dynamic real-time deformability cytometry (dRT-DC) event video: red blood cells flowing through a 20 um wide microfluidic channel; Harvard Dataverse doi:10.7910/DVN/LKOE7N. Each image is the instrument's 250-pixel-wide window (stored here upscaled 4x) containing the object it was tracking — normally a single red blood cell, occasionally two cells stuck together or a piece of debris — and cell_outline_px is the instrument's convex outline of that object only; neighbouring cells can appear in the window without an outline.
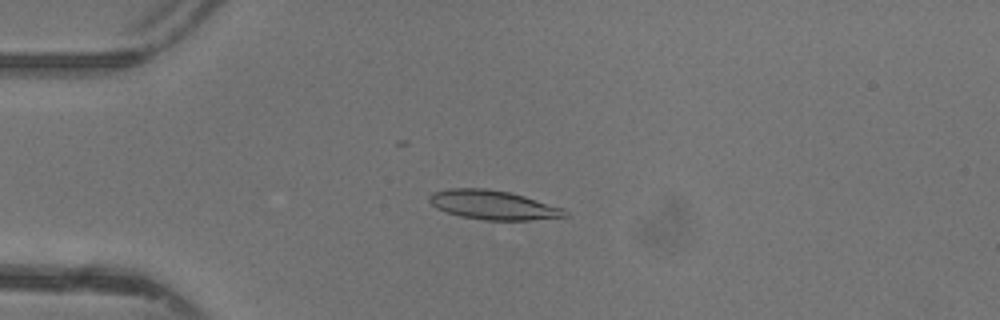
{"species": "common noctule bat (a hibernating species)", "species_latin": "Nyctalus noctula", "temperature_condition": "warm", "stored_images_in_passage": 16, "camera_frame_rate_fps": 3000, "um_per_image_px": 0.085, "animal": {"sex": "female"}, "frame": {"image": 1, "passage_image": 11, "time_ms": 3.333, "image_size_px": [1000, 320], "cell_outline_px": [[568, 216], [528, 220], [484, 220], [460, 216], [436, 208], [428, 200], [428, 196], [432, 192], [448, 188], [488, 188], [508, 192], [524, 196], [564, 208], [568, 212]], "centroid_in_image_um": [41.89, 17.41], "position_along_channel_um": 43.1, "area_um2": 23.06}}
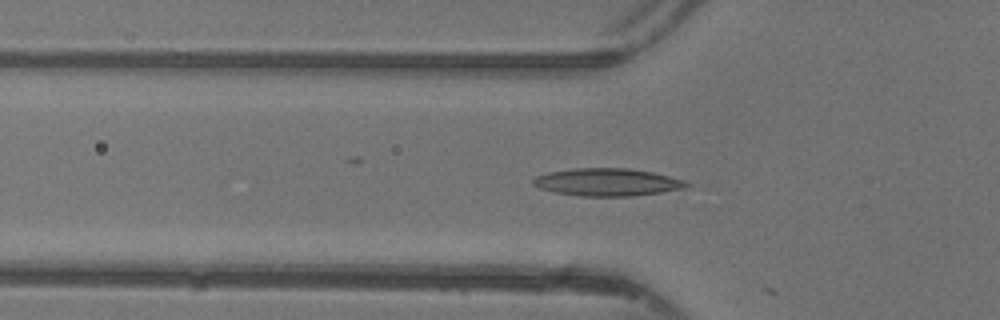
{"frame": {"image": 2, "passage_image": 15, "time_ms": 4.667, "image_size_px": [1000, 320], "cell_outline_px": [[692, 184], [684, 188], [660, 192], [632, 196], [580, 196], [556, 192], [540, 188], [532, 184], [532, 180], [536, 176], [548, 172], [576, 168], [628, 168], [652, 172], [684, 180]], "centroid_in_image_um": [51.61, 15.48], "position_along_channel_um": 74.2, "area_um2": 24.51}}